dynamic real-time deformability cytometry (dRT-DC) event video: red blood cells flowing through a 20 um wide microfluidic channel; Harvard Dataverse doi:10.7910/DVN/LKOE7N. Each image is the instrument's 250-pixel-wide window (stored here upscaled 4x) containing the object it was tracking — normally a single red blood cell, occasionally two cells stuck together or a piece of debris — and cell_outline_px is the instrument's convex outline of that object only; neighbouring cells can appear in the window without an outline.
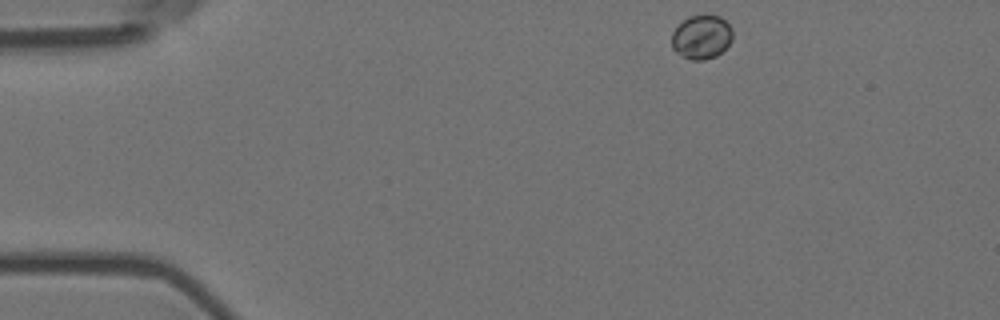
{"species": "Egyptian fruit bat (a non-hibernating species)", "species_latin": "Rousettus aegyptiacus", "temperature_condition": "room temperature", "stored_images_in_passage": 3, "camera_frame_rate_fps": 3000, "um_per_image_px": 0.085, "animal": {"sex": "female"}, "frame": {"image": 1, "passage_image": 1, "time_ms": 0.0, "image_size_px": [1000, 320], "cell_outline_px": [[732, 40], [716, 56], [704, 60], [692, 60], [676, 52], [672, 48], [672, 32], [688, 16], [720, 16], [732, 28]], "centroid_in_image_um": [59.63, 3.15], "position_along_channel_um": 25.4, "area_um2": 15.32}}